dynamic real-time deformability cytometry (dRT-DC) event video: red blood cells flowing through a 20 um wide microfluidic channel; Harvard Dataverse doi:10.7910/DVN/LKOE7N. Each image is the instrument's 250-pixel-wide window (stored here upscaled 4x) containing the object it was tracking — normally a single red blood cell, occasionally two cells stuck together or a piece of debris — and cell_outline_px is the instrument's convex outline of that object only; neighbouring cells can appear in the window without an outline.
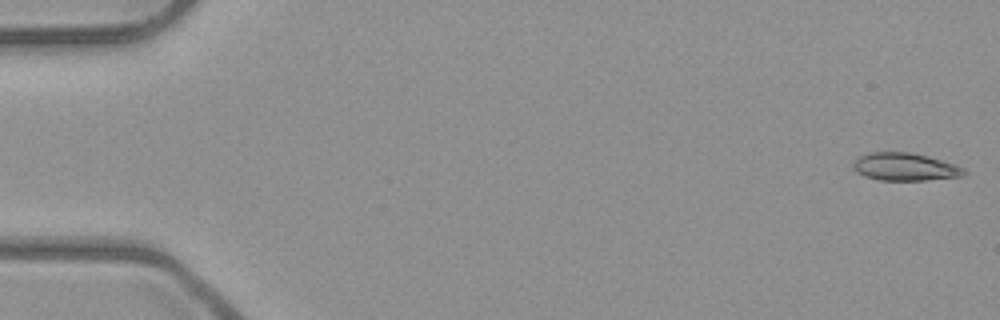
{"species": "common noctule bat (a hibernating species)", "species_latin": "Nyctalus noctula", "temperature_condition": "room temperature", "stored_images_in_passage": 5, "camera_frame_rate_fps": 3000, "um_per_image_px": 0.085, "animal": {"sex": "male", "body_mass_g": 23.1, "forearm_length_mm": 52.7}, "frame": {"image": 1, "passage_image": 1, "time_ms": 0.0, "image_size_px": [1000, 320], "cell_outline_px": [[968, 172], [964, 176], [924, 180], [880, 180], [864, 176], [856, 172], [852, 168], [852, 164], [860, 156], [868, 152], [908, 152], [928, 156], [956, 164], [964, 168]], "centroid_in_image_um": [76.94, 14.18], "position_along_channel_um": 8.1, "area_um2": 18.03}}